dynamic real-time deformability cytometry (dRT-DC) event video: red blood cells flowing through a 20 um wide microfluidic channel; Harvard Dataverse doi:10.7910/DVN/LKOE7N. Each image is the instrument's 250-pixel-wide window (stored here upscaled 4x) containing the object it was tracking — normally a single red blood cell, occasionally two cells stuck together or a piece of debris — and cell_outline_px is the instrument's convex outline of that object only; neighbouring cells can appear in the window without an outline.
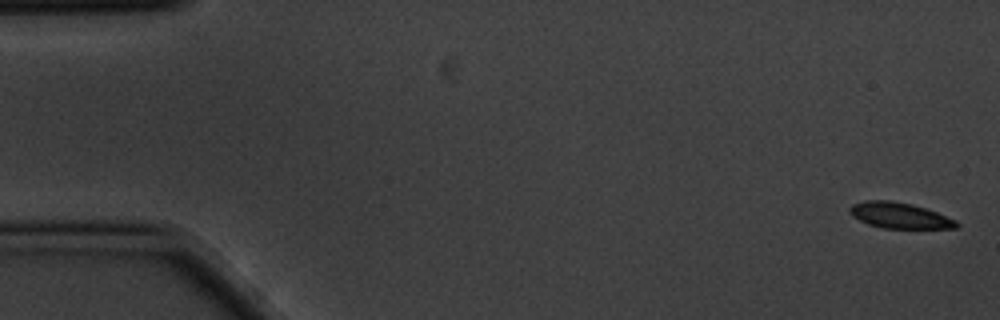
{"species": "common noctule bat (a hibernating species)", "species_latin": "Nyctalus noctula", "temperature_condition": "cold", "stored_images_in_passage": 7, "camera_frame_rate_fps": 3000, "um_per_image_px": 0.085, "animal": {"sex": "male", "body_mass_g": 20.1, "forearm_length_mm": 53.5}, "frame": {"image": 1, "passage_image": 1, "time_ms": 0.0, "image_size_px": [1000, 320], "cell_outline_px": [[960, 224], [956, 228], [884, 228], [868, 224], [852, 216], [848, 212], [848, 208], [852, 204], [864, 200], [892, 200], [912, 204], [936, 212], [956, 220]], "centroid_in_image_um": [76.42, 18.3], "position_along_channel_um": 8.6, "area_um2": 16.07}}